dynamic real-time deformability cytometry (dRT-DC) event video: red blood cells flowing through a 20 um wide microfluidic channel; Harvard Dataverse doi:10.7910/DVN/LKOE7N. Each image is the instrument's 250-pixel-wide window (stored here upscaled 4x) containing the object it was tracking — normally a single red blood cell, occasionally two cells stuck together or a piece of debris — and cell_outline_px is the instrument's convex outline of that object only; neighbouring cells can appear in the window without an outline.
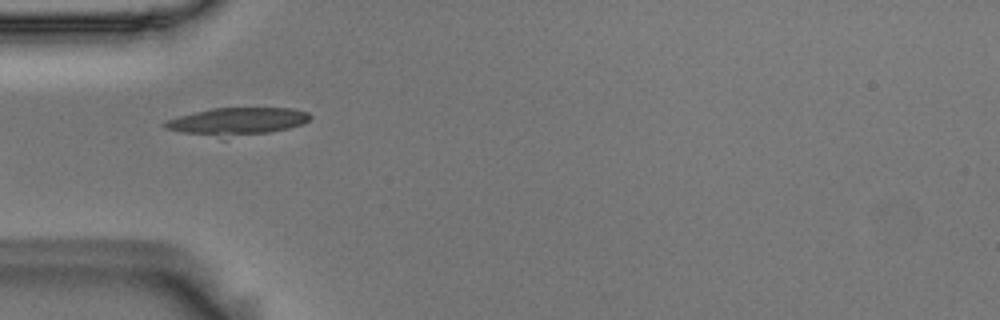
{"species": "Egyptian fruit bat (a non-hibernating species)", "species_latin": "Rousettus aegyptiacus", "temperature_condition": "room temperature", "stored_images_in_passage": 10, "camera_frame_rate_fps": 3000, "um_per_image_px": 0.085, "animal": {"sex": "male"}, "frame": {"image": 1, "passage_image": 4, "time_ms": 1.0, "image_size_px": [1000, 320], "cell_outline_px": [[312, 116], [304, 124], [288, 128], [268, 132], [224, 140], [164, 128], [160, 124], [164, 120], [212, 108], [292, 108], [308, 112]], "centroid_in_image_um": [20.13, 10.34], "position_along_channel_um": 64.9, "area_um2": 23.76}}
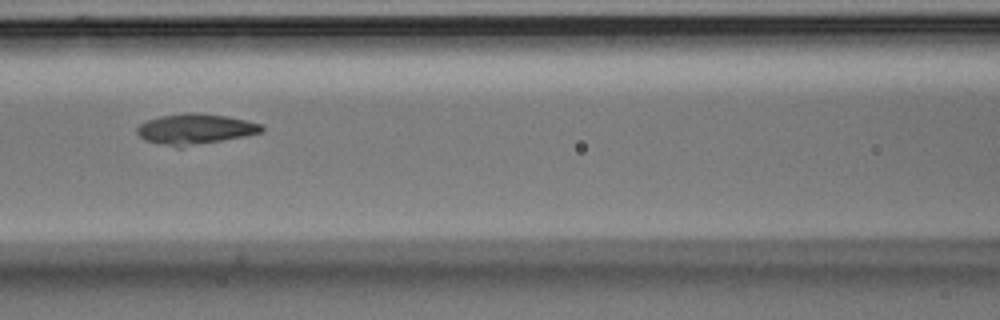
{"frame": {"image": 2, "passage_image": 6, "time_ms": 1.667, "image_size_px": [1000, 320], "cell_outline_px": [[264, 132], [244, 136], [180, 148], [176, 148], [144, 140], [136, 132], [136, 128], [144, 120], [160, 116], [188, 112], [196, 112], [228, 116], [264, 124]], "centroid_in_image_um": [16.58, 10.97], "position_along_channel_um": 150.0, "area_um2": 22.54}}
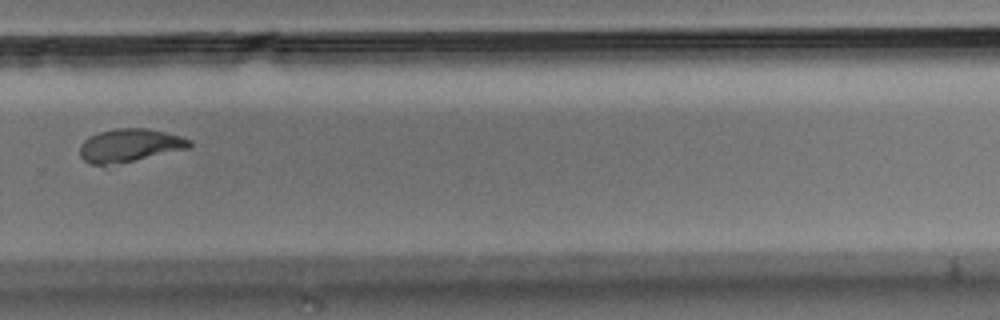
{"frame": {"image": 3, "passage_image": 10, "time_ms": 3.0, "image_size_px": [1000, 320], "cell_outline_px": [[192, 144], [188, 148], [132, 160], [104, 164], [88, 164], [80, 156], [80, 144], [84, 140], [100, 132], [116, 128], [148, 128], [180, 136], [192, 140]], "centroid_in_image_um": [11.01, 12.33], "position_along_channel_um": 318.8, "area_um2": 20.58}}